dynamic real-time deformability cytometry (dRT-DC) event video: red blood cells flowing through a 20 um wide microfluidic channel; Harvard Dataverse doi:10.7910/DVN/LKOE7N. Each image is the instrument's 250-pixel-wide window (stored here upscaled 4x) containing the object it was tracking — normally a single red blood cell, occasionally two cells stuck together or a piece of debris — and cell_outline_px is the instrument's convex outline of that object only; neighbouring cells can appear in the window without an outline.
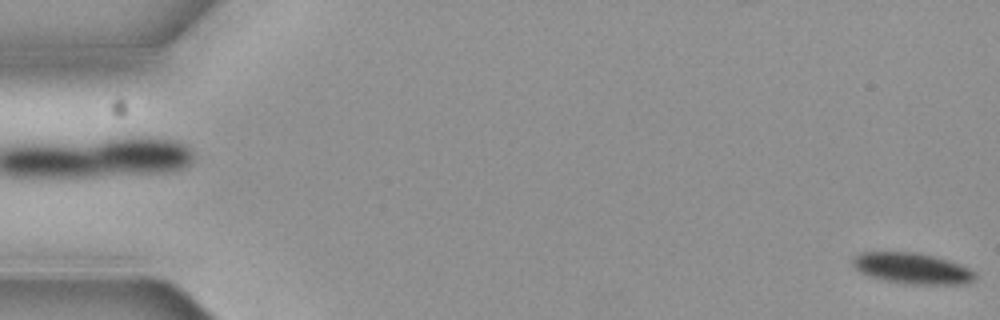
{"species": "common noctule bat (a hibernating species)", "species_latin": "Nyctalus noctula", "temperature_condition": "cold", "stored_images_in_passage": 6, "camera_frame_rate_fps": 3000, "um_per_image_px": 0.085, "animal": {"sex": "female", "body_mass_g": 19.3, "forearm_length_mm": 54.1}, "frame": {"image": 1, "passage_image": 6, "time_ms": 1.667, "image_size_px": [1000, 320], "cell_outline_px": [[976, 280], [964, 284], [908, 284], [884, 280], [868, 276], [860, 272], [852, 264], [852, 260], [860, 252], [916, 252], [948, 260], [960, 264], [976, 272]], "centroid_in_image_um": [77.55, 22.82], "position_along_channel_um": 7.5, "area_um2": 22.08}}